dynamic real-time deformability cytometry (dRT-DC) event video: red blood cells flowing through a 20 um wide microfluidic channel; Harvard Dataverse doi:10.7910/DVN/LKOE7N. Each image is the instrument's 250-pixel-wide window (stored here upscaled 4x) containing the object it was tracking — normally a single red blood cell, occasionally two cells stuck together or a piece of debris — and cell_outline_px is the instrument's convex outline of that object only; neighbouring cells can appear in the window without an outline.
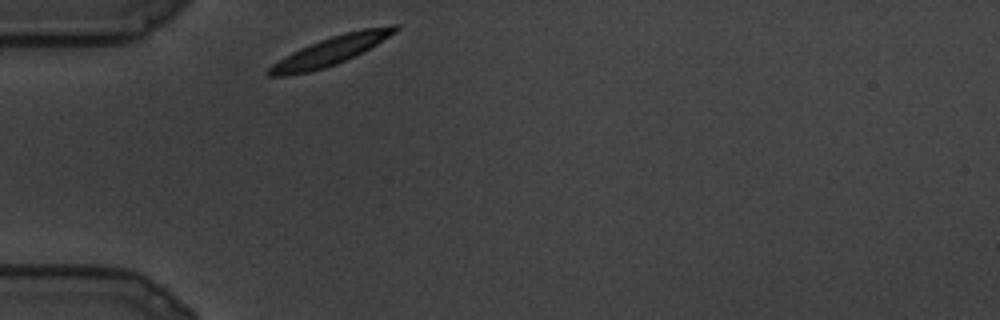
{"species": "common noctule bat (a hibernating species)", "species_latin": "Nyctalus noctula", "temperature_condition": "cold", "stored_images_in_passage": 14, "camera_frame_rate_fps": 3000, "um_per_image_px": 0.085, "animal": {"sex": "male", "body_mass_g": 19.5, "forearm_length_mm": 54.6}, "frame": {"image": 1, "passage_image": 1, "time_ms": 0.0, "image_size_px": [1000, 320], "cell_outline_px": [[400, 28], [396, 32], [376, 44], [336, 64], [324, 68], [308, 72], [284, 76], [268, 76], [264, 72], [272, 64], [284, 56], [300, 48], [320, 40], [344, 32], [360, 28], [392, 24], [400, 24]], "centroid_in_image_um": [28.09, 4.3], "position_along_channel_um": 56.9, "area_um2": 20.92}}
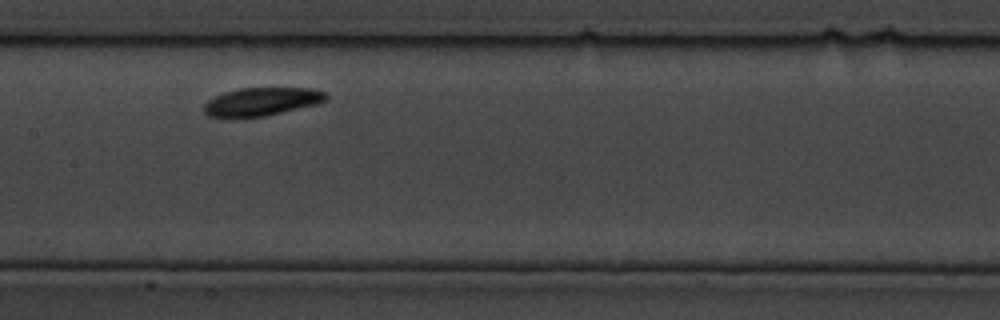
{"frame": {"image": 2, "passage_image": 7, "time_ms": 2.0, "image_size_px": [1000, 320], "cell_outline_px": [[328, 100], [316, 104], [264, 116], [208, 116], [204, 112], [204, 104], [208, 100], [224, 92], [240, 88], [312, 88], [324, 92], [328, 96]], "centroid_in_image_um": [22.27, 8.61], "position_along_channel_um": 185.1, "area_um2": 19.65}}
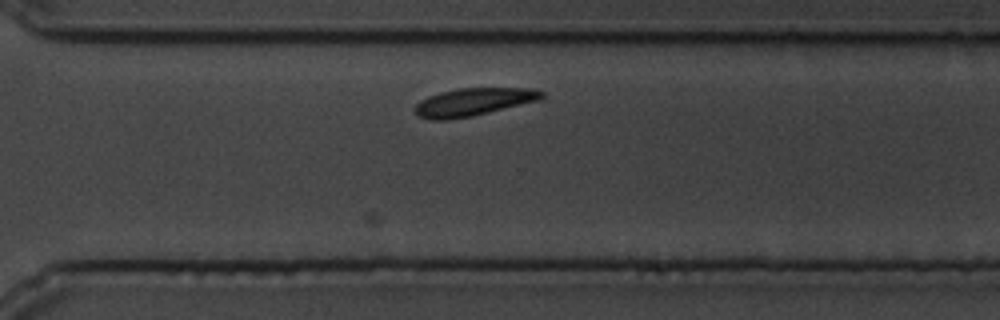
{"frame": {"image": 3, "passage_image": 14, "time_ms": 4.333, "image_size_px": [1000, 320], "cell_outline_px": [[544, 96], [536, 100], [472, 116], [448, 120], [432, 120], [416, 116], [416, 104], [420, 100], [428, 96], [440, 92], [460, 88], [532, 88], [544, 92]], "centroid_in_image_um": [40.17, 8.66], "position_along_channel_um": 330.4, "area_um2": 20.23}}